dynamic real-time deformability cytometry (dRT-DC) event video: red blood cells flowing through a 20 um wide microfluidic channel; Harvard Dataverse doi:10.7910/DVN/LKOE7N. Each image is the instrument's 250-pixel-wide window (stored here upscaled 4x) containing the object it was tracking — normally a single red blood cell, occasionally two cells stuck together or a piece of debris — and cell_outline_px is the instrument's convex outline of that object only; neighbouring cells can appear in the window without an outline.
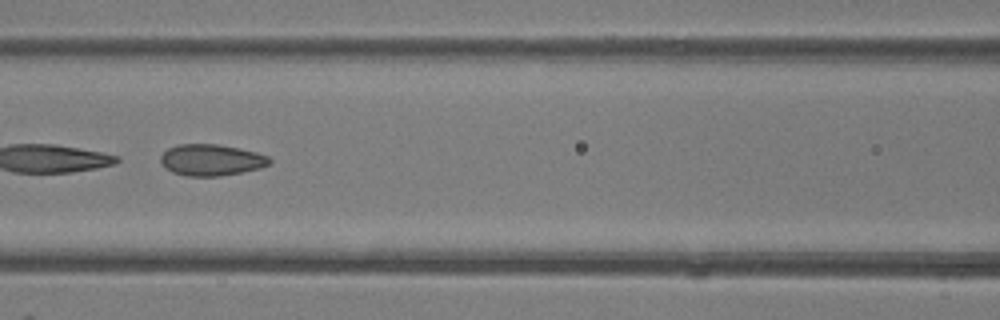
{"species": "common noctule bat (a hibernating species)", "species_latin": "Nyctalus noctula", "temperature_condition": "room temperature", "stored_images_in_passage": 45, "camera_frame_rate_fps": 3000, "um_per_image_px": 0.085, "animal": {"sex": "female"}, "frame": {"image": 1, "passage_image": 20, "time_ms": 6.333, "image_size_px": [1000, 320], "cell_outline_px": [[272, 164], [260, 168], [220, 176], [184, 176], [172, 172], [164, 168], [160, 160], [160, 156], [168, 148], [176, 144], [220, 144], [240, 148], [256, 152], [268, 156], [272, 160]], "centroid_in_image_um": [17.95, 13.59], "position_along_channel_um": 148.6, "area_um2": 20.17}}
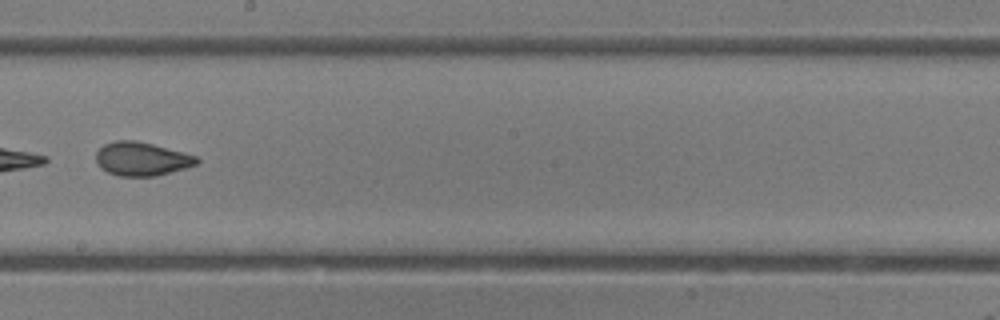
{"frame": {"image": 2, "passage_image": 26, "time_ms": 8.333, "image_size_px": [1000, 320], "cell_outline_px": [[200, 160], [196, 164], [184, 168], [156, 176], [116, 176], [100, 168], [96, 164], [96, 152], [104, 144], [116, 140], [136, 140], [152, 144], [196, 156]], "centroid_in_image_um": [11.99, 13.51], "position_along_channel_um": 236.2, "area_um2": 19.65}}